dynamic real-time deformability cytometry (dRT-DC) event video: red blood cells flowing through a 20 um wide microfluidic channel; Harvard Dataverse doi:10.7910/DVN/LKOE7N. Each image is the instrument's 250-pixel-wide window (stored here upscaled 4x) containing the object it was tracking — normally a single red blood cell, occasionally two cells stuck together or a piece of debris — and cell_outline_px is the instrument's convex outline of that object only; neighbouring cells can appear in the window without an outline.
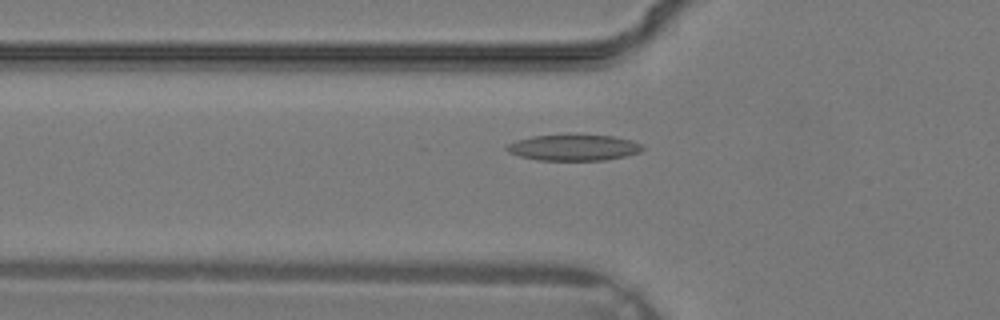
{"species": "common noctule bat (a hibernating species)", "species_latin": "Nyctalus noctula", "temperature_condition": "warm", "stored_images_in_passage": 25, "camera_frame_rate_fps": 3000, "um_per_image_px": 0.085, "animal": {"sex": "male", "body_mass_g": 19.2, "forearm_length_mm": 51.8}, "frame": {"image": 1, "passage_image": 2, "time_ms": 0.333, "image_size_px": [1000, 320], "cell_outline_px": [[644, 148], [640, 152], [624, 156], [604, 160], [536, 160], [520, 156], [508, 152], [504, 148], [508, 144], [516, 140], [532, 136], [612, 136], [632, 140], [640, 144]], "centroid_in_image_um": [48.73, 12.56], "position_along_channel_um": 77.1, "area_um2": 20.17}}
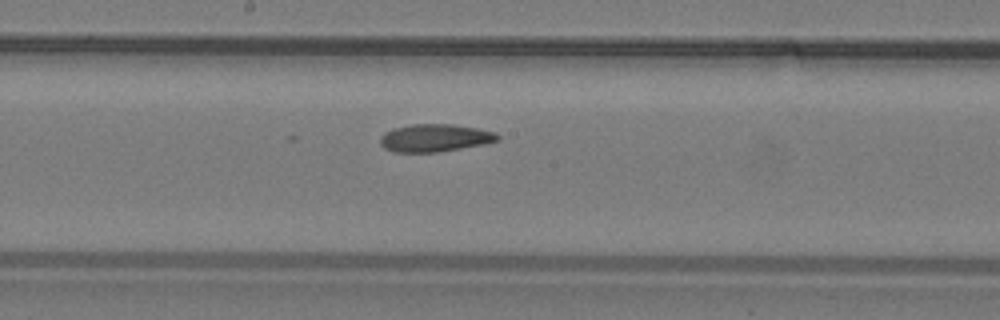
{"frame": {"image": 2, "passage_image": 9, "time_ms": 2.667, "image_size_px": [1000, 320], "cell_outline_px": [[500, 140], [484, 144], [440, 152], [392, 152], [384, 148], [380, 144], [380, 136], [384, 132], [392, 128], [412, 124], [452, 124], [476, 128], [496, 132], [500, 136]], "centroid_in_image_um": [36.95, 11.72], "position_along_channel_um": 211.3, "area_um2": 19.13}}
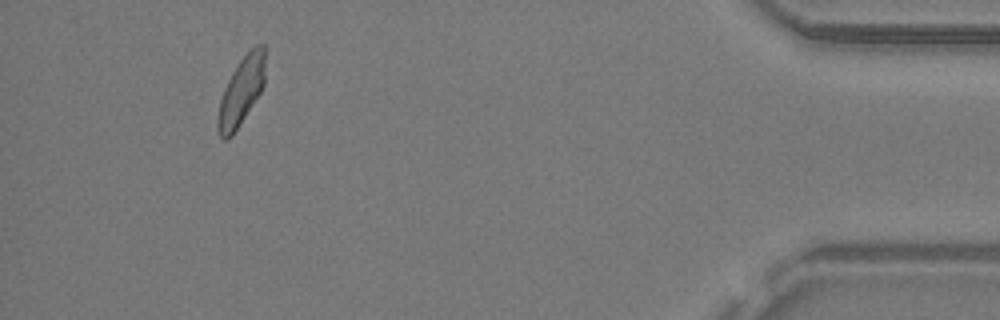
{"frame": {"image": 3, "passage_image": 23, "time_ms": 7.333, "image_size_px": [1000, 320], "cell_outline_px": [[264, 84], [260, 92], [232, 136], [228, 140], [224, 140], [220, 136], [216, 128], [216, 120], [220, 100], [224, 88], [232, 72], [240, 60], [256, 44], [264, 44]], "centroid_in_image_um": [20.47, 7.79], "position_along_channel_um": 414.7, "area_um2": 18.55}}